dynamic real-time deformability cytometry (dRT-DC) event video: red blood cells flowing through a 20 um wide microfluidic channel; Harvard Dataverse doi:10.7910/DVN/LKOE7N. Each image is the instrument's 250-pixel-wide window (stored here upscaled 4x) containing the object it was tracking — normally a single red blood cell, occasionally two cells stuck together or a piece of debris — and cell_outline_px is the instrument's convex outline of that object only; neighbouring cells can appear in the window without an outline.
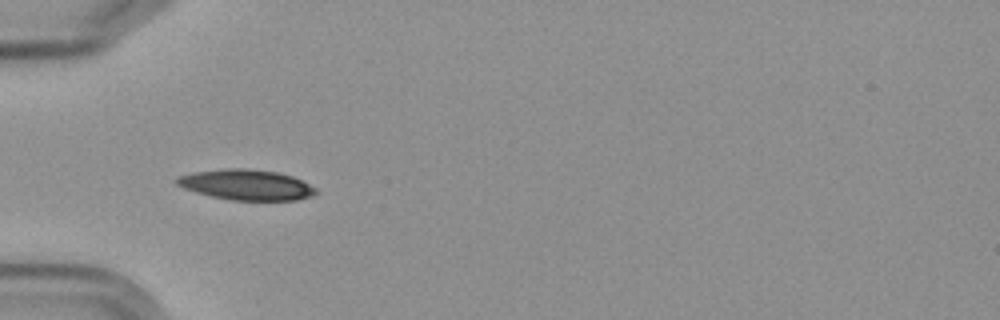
{"species": "Egyptian fruit bat (a non-hibernating species)", "species_latin": "Rousettus aegyptiacus", "temperature_condition": "cold", "stored_images_in_passage": 9, "camera_frame_rate_fps": 3000, "um_per_image_px": 0.085, "frame": {"image": 1, "passage_image": 6, "time_ms": 5.667, "image_size_px": [1000, 320], "cell_outline_px": [[316, 192], [312, 196], [296, 200], [232, 200], [212, 196], [196, 192], [184, 188], [176, 184], [172, 180], [176, 176], [192, 172], [224, 168], [248, 168], [276, 172], [292, 176], [316, 188]], "centroid_in_image_um": [20.87, 15.69], "position_along_channel_um": 64.1, "area_um2": 24.74}}
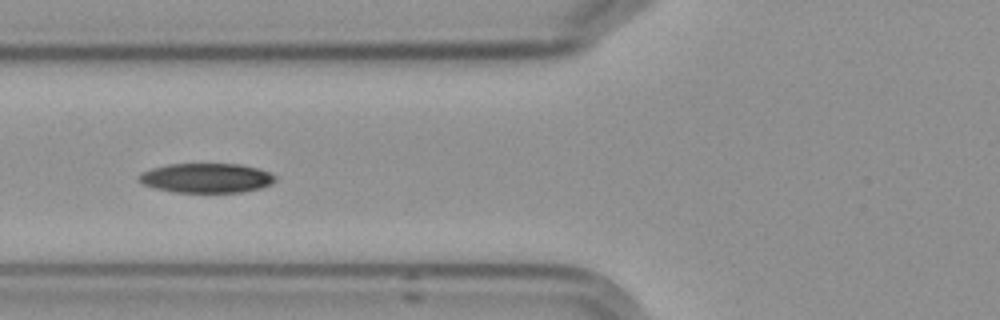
{"frame": {"image": 2, "passage_image": 7, "time_ms": 7.0, "image_size_px": [1000, 320], "cell_outline_px": [[276, 180], [272, 184], [260, 188], [244, 192], [176, 192], [156, 188], [144, 184], [136, 180], [144, 172], [152, 168], [168, 164], [240, 164], [260, 168], [272, 172], [276, 176]], "centroid_in_image_um": [17.62, 15.12], "position_along_channel_um": 108.2, "area_um2": 23.52}}